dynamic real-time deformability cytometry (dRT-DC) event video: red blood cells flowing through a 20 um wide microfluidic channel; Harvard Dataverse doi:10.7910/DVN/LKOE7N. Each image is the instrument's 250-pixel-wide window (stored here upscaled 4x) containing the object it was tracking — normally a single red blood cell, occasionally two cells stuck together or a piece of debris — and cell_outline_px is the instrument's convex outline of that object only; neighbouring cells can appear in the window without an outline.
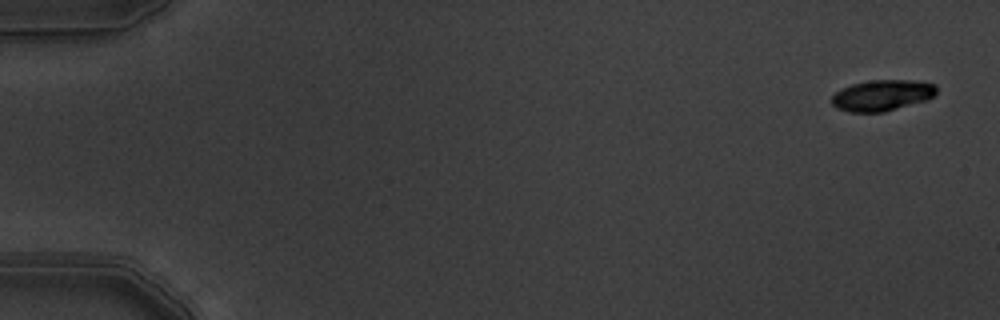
{"species": "common noctule bat (a hibernating species)", "species_latin": "Nyctalus noctula", "temperature_condition": "warm", "stored_images_in_passage": 6, "camera_frame_rate_fps": 3000, "um_per_image_px": 0.085, "animal": {"sex": "male", "body_mass_g": 19.5, "forearm_length_mm": 54.6}, "frame": {"image": 1, "passage_image": 1, "time_ms": 0.0, "image_size_px": [1000, 320], "cell_outline_px": [[936, 92], [928, 100], [884, 112], [848, 112], [836, 108], [832, 104], [832, 96], [836, 92], [852, 84], [872, 80], [908, 80], [936, 84]], "centroid_in_image_um": [74.98, 8.11], "position_along_channel_um": 10.0, "area_um2": 18.84}}
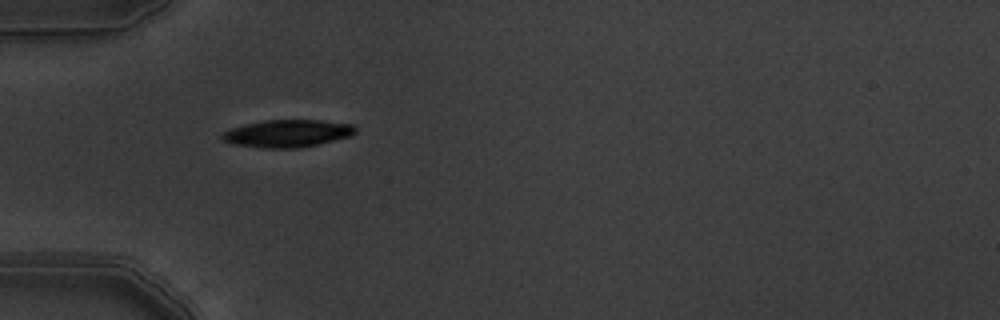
{"frame": {"image": 2, "passage_image": 5, "time_ms": 1.333, "image_size_px": [1000, 320], "cell_outline_px": [[356, 132], [352, 136], [300, 148], [264, 148], [232, 144], [224, 140], [220, 136], [224, 132], [232, 128], [244, 124], [264, 120], [320, 120], [352, 124], [356, 128]], "centroid_in_image_um": [24.45, 11.34], "position_along_channel_um": 60.6, "area_um2": 21.33}}
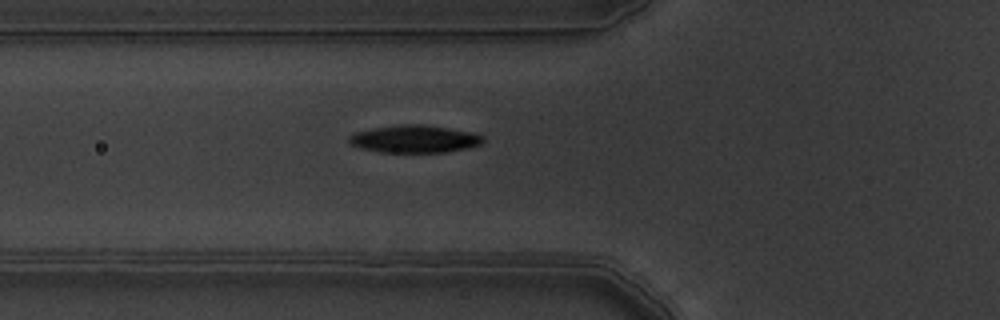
{"frame": {"image": 3, "passage_image": 6, "time_ms": 1.667, "image_size_px": [1000, 320], "cell_outline_px": [[484, 140], [480, 144], [468, 148], [444, 152], [380, 152], [360, 148], [348, 144], [348, 136], [356, 132], [372, 128], [400, 124], [420, 124], [476, 132], [484, 136]], "centroid_in_image_um": [35.23, 11.81], "position_along_channel_um": 90.6, "area_um2": 21.68}}